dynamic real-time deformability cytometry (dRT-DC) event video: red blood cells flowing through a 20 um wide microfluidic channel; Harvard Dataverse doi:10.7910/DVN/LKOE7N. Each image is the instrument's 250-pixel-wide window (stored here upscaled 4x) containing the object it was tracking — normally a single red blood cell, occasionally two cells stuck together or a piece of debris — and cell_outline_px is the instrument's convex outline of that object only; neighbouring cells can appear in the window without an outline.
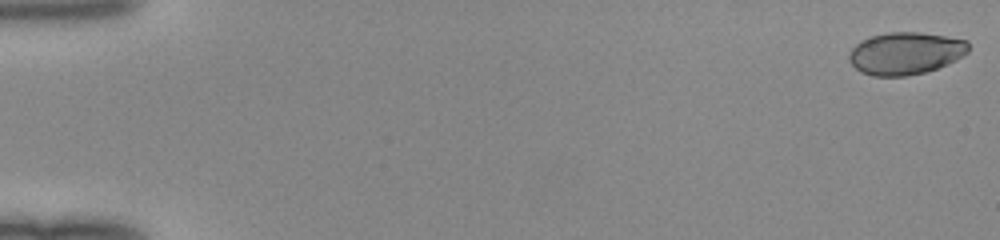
{"species": "human", "species_latin": "Homo sapiens", "temperature_condition": "room temperature", "stored_images_in_passage": 50, "camera_frame_rate_fps": 3000, "um_per_image_px": 0.085, "donor": {"sex": "female"}, "frame": {"image": 1, "passage_image": 1, "time_ms": 0.0, "image_size_px": [1000, 240], "cell_outline_px": [[968, 52], [964, 56], [948, 64], [924, 72], [904, 76], [872, 76], [860, 72], [848, 60], [848, 56], [852, 48], [860, 40], [872, 36], [888, 32], [920, 32], [968, 40]], "centroid_in_image_um": [76.96, 4.53], "position_along_channel_um": 8.0, "area_um2": 29.54}}
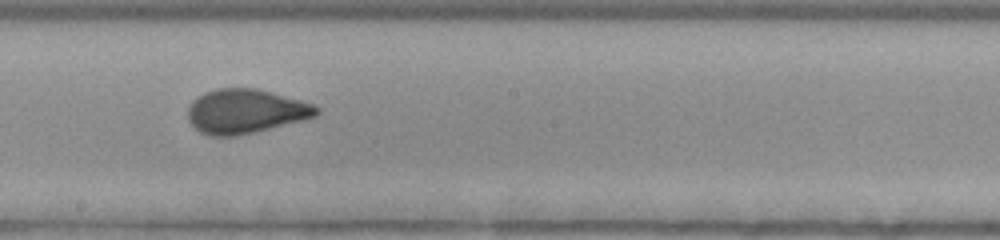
{"frame": {"image": 2, "passage_image": 29, "time_ms": 9.333, "image_size_px": [1000, 240], "cell_outline_px": [[320, 112], [316, 116], [304, 120], [256, 132], [236, 136], [212, 136], [200, 132], [188, 120], [188, 108], [192, 100], [204, 92], [216, 88], [256, 88], [300, 100], [312, 104], [320, 108]], "centroid_in_image_um": [20.87, 9.46], "position_along_channel_um": 227.3, "area_um2": 33.29}}
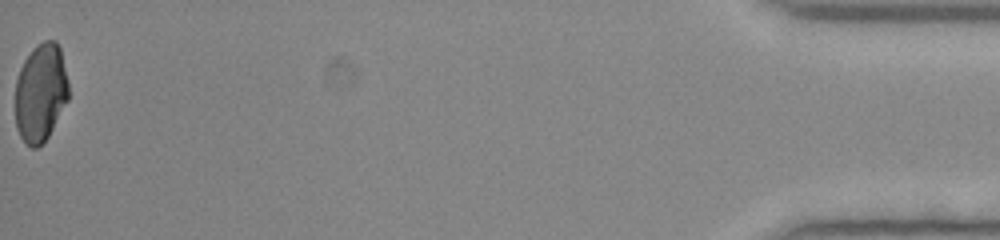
{"frame": {"image": 3, "passage_image": 50, "time_ms": 16.333, "image_size_px": [1000, 240], "cell_outline_px": [[68, 100], [48, 136], [36, 148], [32, 148], [24, 144], [16, 128], [16, 80], [20, 68], [24, 60], [32, 48], [36, 44], [44, 40], [56, 40], [60, 48], [68, 80]], "centroid_in_image_um": [3.45, 7.86], "position_along_channel_um": 431.8, "area_um2": 30.63}}